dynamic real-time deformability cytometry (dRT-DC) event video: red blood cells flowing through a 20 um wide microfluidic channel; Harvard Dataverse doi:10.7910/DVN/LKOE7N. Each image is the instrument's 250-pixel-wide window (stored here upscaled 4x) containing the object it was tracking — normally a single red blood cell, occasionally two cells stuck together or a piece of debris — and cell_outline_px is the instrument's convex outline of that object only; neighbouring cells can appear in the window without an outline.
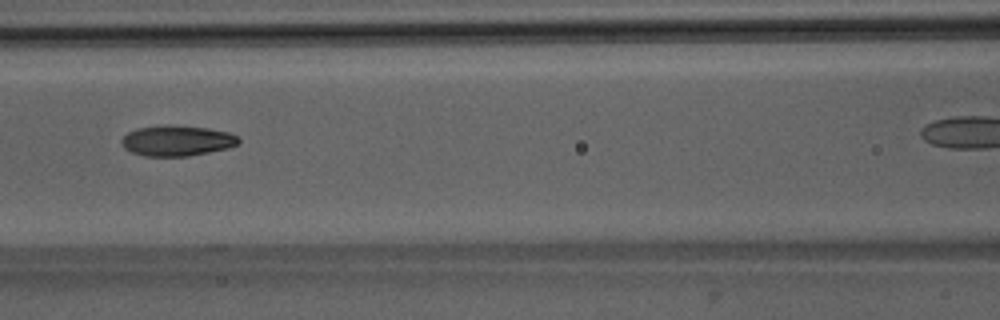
{"species": "Egyptian fruit bat (a non-hibernating species)", "species_latin": "Rousettus aegyptiacus", "temperature_condition": "room temperature", "stored_images_in_passage": 31, "camera_frame_rate_fps": 3000, "um_per_image_px": 0.085, "animal": {"sex": "male"}, "frame": {"image": 1, "passage_image": 10, "time_ms": 3.0, "image_size_px": [1000, 320], "cell_outline_px": [[240, 140], [236, 144], [228, 148], [188, 156], [144, 156], [132, 152], [124, 148], [120, 140], [128, 132], [136, 128], [168, 124], [208, 128], [228, 132], [236, 136]], "centroid_in_image_um": [15.0, 11.95], "position_along_channel_um": 151.6, "area_um2": 20.81}, "authors_computed_cell_mechanics": {"area_um2": 20.519, "velocity_mm_per_s": 4.0135, "shape_relaxation_time_tau1_ms": 5.0735, "shape_relaxation_time_tau2_ms": 2.2172, "deformation_change_tau1": 0.1675, "deformation_change_tau2": 0.0773}}